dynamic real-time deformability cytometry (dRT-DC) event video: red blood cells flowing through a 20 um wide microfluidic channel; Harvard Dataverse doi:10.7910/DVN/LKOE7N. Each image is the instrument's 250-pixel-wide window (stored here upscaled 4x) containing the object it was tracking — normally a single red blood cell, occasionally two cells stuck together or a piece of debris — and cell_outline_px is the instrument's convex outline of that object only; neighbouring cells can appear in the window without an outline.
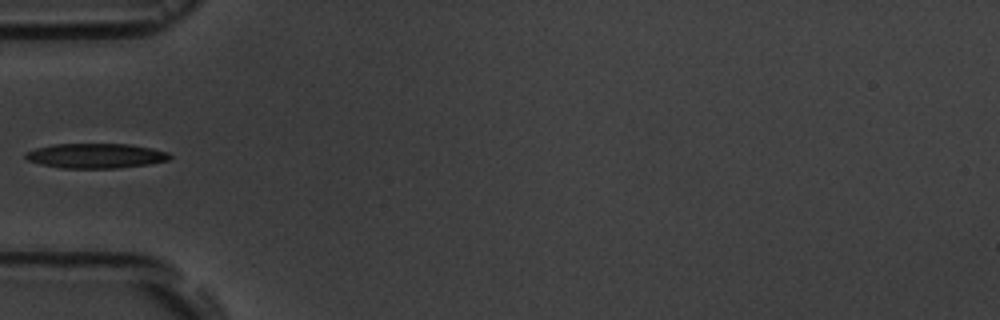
{"species": "common noctule bat (a hibernating species)", "species_latin": "Nyctalus noctula", "temperature_condition": "room temperature", "stored_images_in_passage": 6, "camera_frame_rate_fps": 3000, "um_per_image_px": 0.085, "animal": {"sex": "male", "body_mass_g": 19.5, "forearm_length_mm": 54.6}, "frame": {"image": 1, "passage_image": 5, "time_ms": 4.667, "image_size_px": [1000, 320], "cell_outline_px": [[172, 156], [168, 160], [148, 164], [116, 168], [60, 168], [40, 164], [28, 160], [24, 156], [24, 152], [36, 148], [52, 144], [128, 144], [152, 148], [168, 152]], "centroid_in_image_um": [8.11, 13.24], "position_along_channel_um": 76.9, "area_um2": 20.87}}
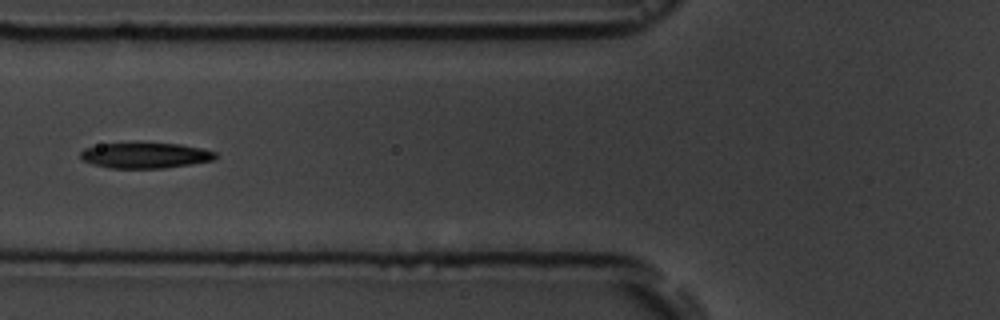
{"frame": {"image": 2, "passage_image": 6, "time_ms": 5.667, "image_size_px": [1000, 320], "cell_outline_px": [[216, 156], [212, 160], [192, 164], [164, 168], [108, 168], [92, 164], [84, 160], [80, 156], [80, 152], [84, 148], [100, 144], [180, 144], [200, 148], [216, 152]], "centroid_in_image_um": [12.32, 13.22], "position_along_channel_um": 113.5, "area_um2": 19.77}}